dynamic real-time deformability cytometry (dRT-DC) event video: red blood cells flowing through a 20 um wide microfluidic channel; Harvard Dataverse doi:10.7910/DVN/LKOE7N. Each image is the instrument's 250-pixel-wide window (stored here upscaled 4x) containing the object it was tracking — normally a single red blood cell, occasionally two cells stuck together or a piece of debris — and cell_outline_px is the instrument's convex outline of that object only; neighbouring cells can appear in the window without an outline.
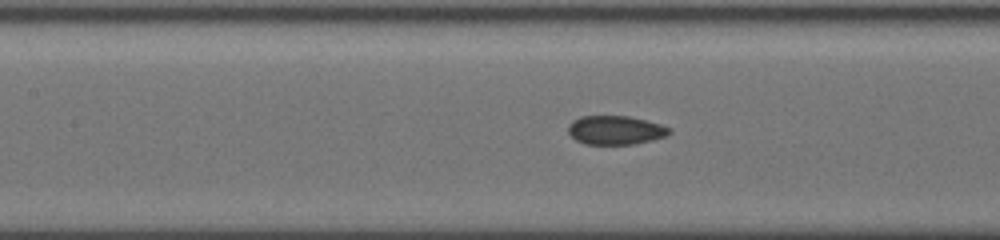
{"species": "common noctule bat (a hibernating species)", "species_latin": "Nyctalus noctula", "temperature_condition": "cold", "stored_images_in_passage": 9, "camera_frame_rate_fps": 3000, "um_per_image_px": 0.085, "animal": {"sex": "female", "body_mass_g": 19.5, "forearm_length_mm": 54.1}, "frame": {"image": 1, "passage_image": 7, "time_ms": 4.333, "image_size_px": [1000, 240], "cell_outline_px": [[672, 132], [668, 136], [652, 140], [632, 144], [584, 144], [576, 140], [568, 132], [568, 124], [572, 120], [580, 116], [628, 116], [660, 124], [672, 128]], "centroid_in_image_um": [52.32, 11.06], "position_along_channel_um": 155.1, "area_um2": 17.11}}